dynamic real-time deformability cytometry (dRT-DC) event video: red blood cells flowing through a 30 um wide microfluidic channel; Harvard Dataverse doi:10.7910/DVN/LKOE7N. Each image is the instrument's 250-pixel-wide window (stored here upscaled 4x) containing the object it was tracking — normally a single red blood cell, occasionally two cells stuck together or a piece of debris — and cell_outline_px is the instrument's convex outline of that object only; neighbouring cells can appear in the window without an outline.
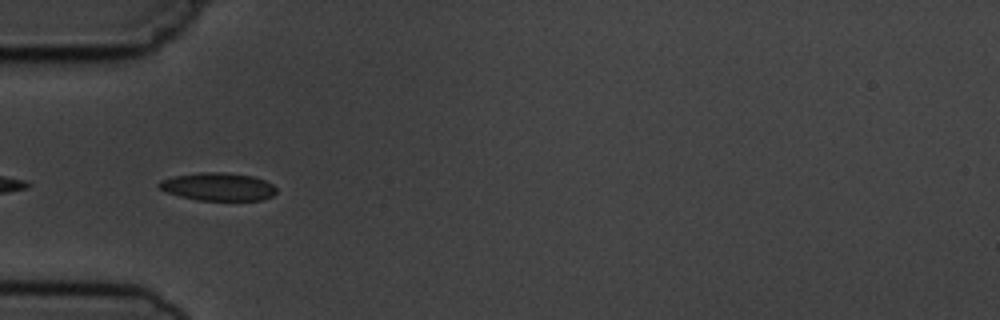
{"species": "common noctule bat (a hibernating species)", "species_latin": "Nyctalus noctula", "temperature_condition": "cold", "stored_images_in_passage": 4, "camera_frame_rate_fps": 3000, "um_per_image_px": 0.085, "animal": {"sex": "male", "body_mass_g": 19.5, "forearm_length_mm": 54.6}, "frame": {"image": 1, "passage_image": 3, "time_ms": 3.333, "image_size_px": [1000, 320], "cell_outline_px": [[276, 192], [272, 196], [260, 200], [196, 200], [180, 196], [168, 192], [160, 188], [156, 184], [160, 180], [172, 176], [196, 172], [228, 172], [252, 176], [264, 180], [272, 184], [276, 188]], "centroid_in_image_um": [18.51, 15.85], "position_along_channel_um": 66.5, "area_um2": 19.19}}
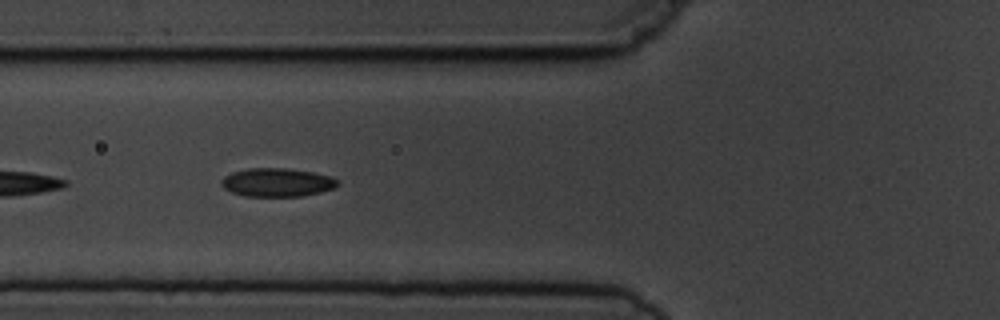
{"frame": {"image": 2, "passage_image": 4, "time_ms": 4.333, "image_size_px": [1000, 320], "cell_outline_px": [[340, 180], [336, 188], [304, 196], [244, 196], [232, 192], [224, 188], [220, 180], [224, 176], [232, 172], [248, 168], [288, 168], [312, 172], [332, 176]], "centroid_in_image_um": [23.58, 15.5], "position_along_channel_um": 102.2, "area_um2": 19.48}}